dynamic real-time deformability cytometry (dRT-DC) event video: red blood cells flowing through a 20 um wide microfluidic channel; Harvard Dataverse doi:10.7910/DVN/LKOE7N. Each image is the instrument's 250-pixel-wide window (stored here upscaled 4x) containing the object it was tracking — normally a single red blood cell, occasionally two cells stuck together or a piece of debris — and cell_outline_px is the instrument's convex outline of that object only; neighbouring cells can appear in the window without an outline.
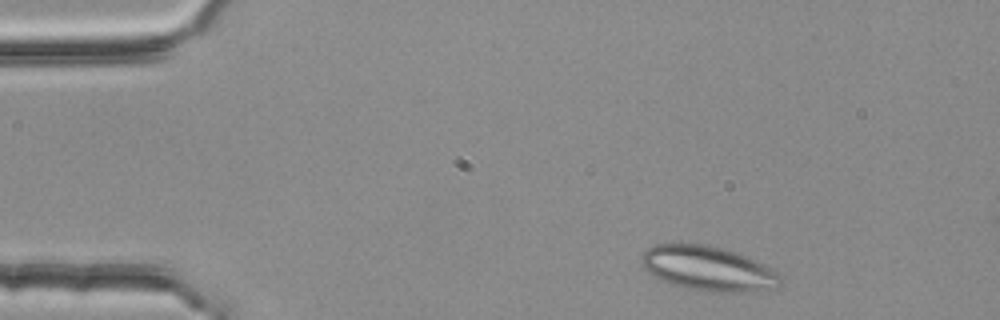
{"species": "common noctule bat (a hibernating species)", "species_latin": "Nyctalus noctula", "temperature_condition": "room temperature", "stored_images_in_passage": 2, "camera_frame_rate_fps": 3000, "um_per_image_px": 0.085, "animal": {"sex": "female", "body_mass_g": 25.1}, "frame": {"image": 1, "passage_image": 1, "time_ms": 0.0, "image_size_px": [1000, 320], "cell_outline_px": [[784, 276], [776, 288], [740, 292], [708, 292], [688, 288], [672, 284], [660, 280], [644, 268], [640, 260], [644, 252], [648, 248], [656, 244], [708, 244], [736, 252], [748, 256], [764, 264]], "centroid_in_image_um": [60.22, 22.82], "position_along_channel_um": 24.8, "area_um2": 36.18}}